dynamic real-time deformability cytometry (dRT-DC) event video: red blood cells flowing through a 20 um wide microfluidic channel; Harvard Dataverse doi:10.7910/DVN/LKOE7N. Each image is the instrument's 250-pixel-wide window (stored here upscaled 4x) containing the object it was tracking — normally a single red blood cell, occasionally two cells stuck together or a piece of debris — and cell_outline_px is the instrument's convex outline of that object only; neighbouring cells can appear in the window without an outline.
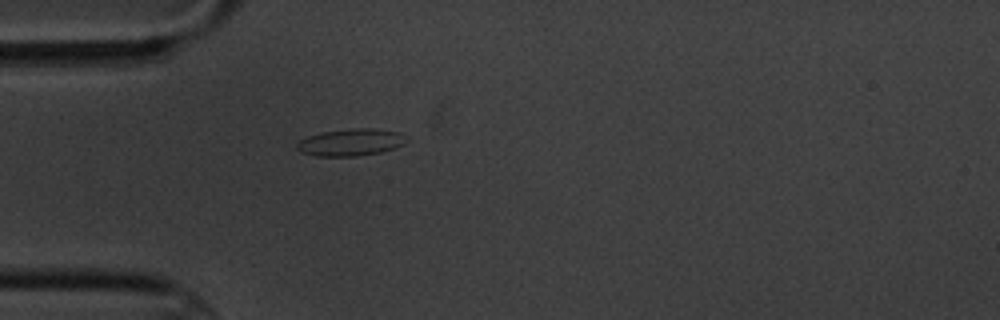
{"species": "common noctule bat (a hibernating species)", "species_latin": "Nyctalus noctula", "temperature_condition": "cold", "stored_images_in_passage": 1, "camera_frame_rate_fps": 3000, "um_per_image_px": 0.085, "animal": {"sex": "male", "body_mass_g": 20.1, "forearm_length_mm": 53.5}, "frame": {"image": 1, "passage_image": 1, "time_ms": 0.0, "image_size_px": [1000, 320], "cell_outline_px": [[408, 140], [404, 144], [380, 152], [356, 156], [316, 156], [300, 152], [296, 148], [296, 144], [300, 140], [308, 136], [320, 132], [352, 128], [372, 128], [400, 132]], "centroid_in_image_um": [29.79, 12.09], "position_along_channel_um": 55.2, "area_um2": 17.28}}